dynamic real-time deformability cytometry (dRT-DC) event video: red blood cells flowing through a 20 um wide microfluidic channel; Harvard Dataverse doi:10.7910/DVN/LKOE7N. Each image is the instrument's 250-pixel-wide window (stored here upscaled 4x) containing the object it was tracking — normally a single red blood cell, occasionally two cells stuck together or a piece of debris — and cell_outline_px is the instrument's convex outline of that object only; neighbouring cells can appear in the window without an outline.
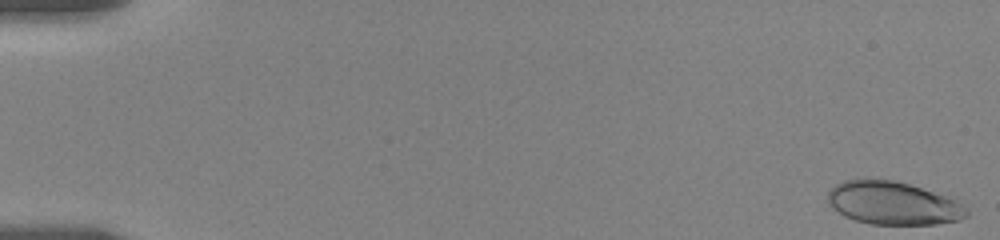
{"species": "human", "species_latin": "Homo sapiens", "temperature_condition": "room temperature", "stored_images_in_passage": 7, "camera_frame_rate_fps": 3000, "um_per_image_px": 0.085, "donor": {"sex": "female"}, "frame": {"image": 1, "passage_image": 1, "time_ms": 0.0, "image_size_px": [1000, 240], "cell_outline_px": [[968, 216], [960, 220], [936, 224], [872, 224], [856, 220], [844, 216], [828, 204], [828, 192], [836, 184], [844, 180], [864, 176], [896, 180], [956, 200], [968, 208]], "centroid_in_image_um": [75.87, 17.24], "position_along_channel_um": 9.1, "area_um2": 35.2}}
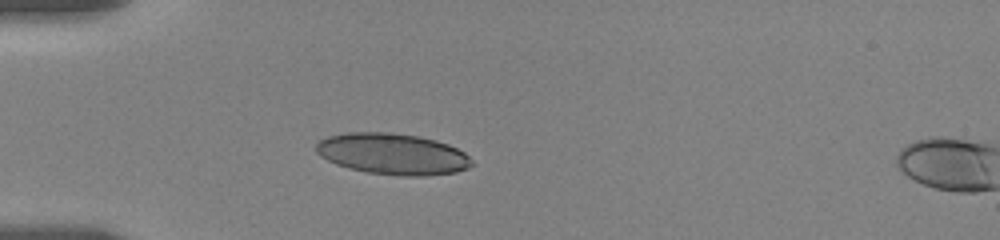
{"frame": {"image": 2, "passage_image": 6, "time_ms": 5.333, "image_size_px": [1000, 240], "cell_outline_px": [[472, 164], [468, 168], [456, 172], [424, 176], [404, 176], [368, 172], [348, 168], [336, 164], [320, 156], [316, 152], [316, 144], [320, 140], [328, 136], [348, 132], [392, 132], [420, 136], [436, 140], [448, 144], [464, 152], [472, 160]], "centroid_in_image_um": [33.37, 13.08], "position_along_channel_um": 51.6, "area_um2": 37.45}}